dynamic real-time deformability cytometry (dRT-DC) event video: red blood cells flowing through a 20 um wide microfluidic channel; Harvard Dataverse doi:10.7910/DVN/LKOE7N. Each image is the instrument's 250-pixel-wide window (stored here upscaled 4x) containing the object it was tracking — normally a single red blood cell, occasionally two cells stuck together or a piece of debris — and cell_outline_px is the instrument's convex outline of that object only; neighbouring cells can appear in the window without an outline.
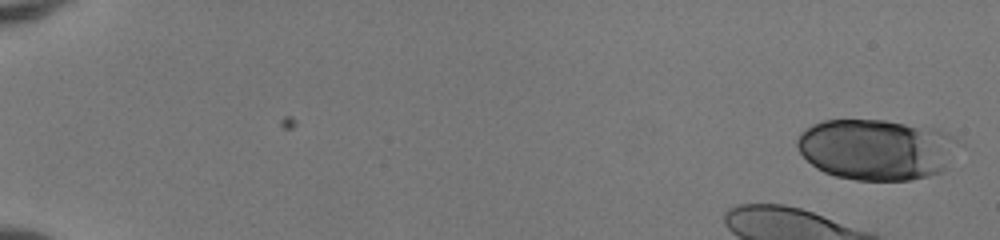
{"species": "human", "species_latin": "Homo sapiens", "temperature_condition": "room temperature", "stored_images_in_passage": 41, "camera_frame_rate_fps": 3000, "um_per_image_px": 0.085, "donor": {"sex": "female"}, "frame": {"image": 1, "passage_image": 1, "time_ms": 0.0, "image_size_px": [1000, 240], "cell_outline_px": [[956, 140], [944, 168], [940, 172], [928, 176], [912, 180], [856, 180], [836, 176], [824, 172], [816, 168], [800, 152], [796, 144], [796, 140], [800, 132], [812, 124], [824, 120], [884, 120], [940, 128], [956, 136]], "centroid_in_image_um": [74.45, 12.68], "position_along_channel_um": 10.6, "area_um2": 57.11}}
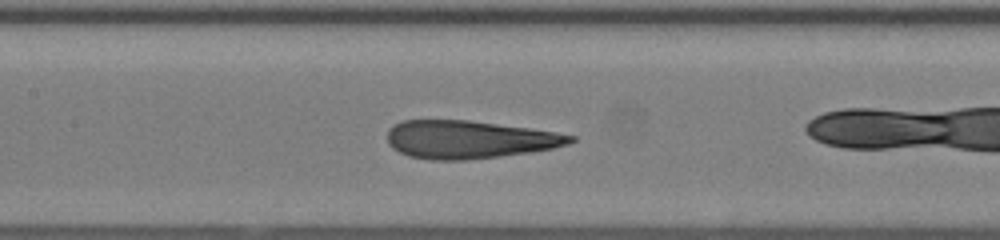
{"frame": {"image": 2, "passage_image": 24, "time_ms": 7.667, "image_size_px": [1000, 240], "cell_outline_px": [[576, 140], [568, 144], [552, 148], [532, 152], [500, 156], [464, 160], [432, 160], [408, 156], [392, 148], [388, 144], [388, 128], [404, 120], [468, 120], [528, 128], [556, 132], [576, 136]], "centroid_in_image_um": [39.87, 11.86], "position_along_channel_um": 167.5, "area_um2": 40.4}}
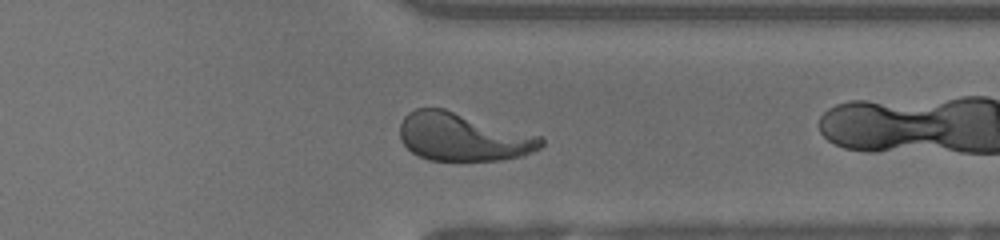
{"frame": {"image": 3, "passage_image": 39, "time_ms": 12.667, "image_size_px": [1000, 240], "cell_outline_px": [[544, 144], [540, 148], [524, 156], [504, 160], [428, 160], [416, 156], [400, 140], [400, 124], [404, 116], [408, 112], [416, 108], [444, 108], [540, 136], [544, 140]], "centroid_in_image_um": [39.34, 11.65], "position_along_channel_um": 372.1, "area_um2": 39.71}}